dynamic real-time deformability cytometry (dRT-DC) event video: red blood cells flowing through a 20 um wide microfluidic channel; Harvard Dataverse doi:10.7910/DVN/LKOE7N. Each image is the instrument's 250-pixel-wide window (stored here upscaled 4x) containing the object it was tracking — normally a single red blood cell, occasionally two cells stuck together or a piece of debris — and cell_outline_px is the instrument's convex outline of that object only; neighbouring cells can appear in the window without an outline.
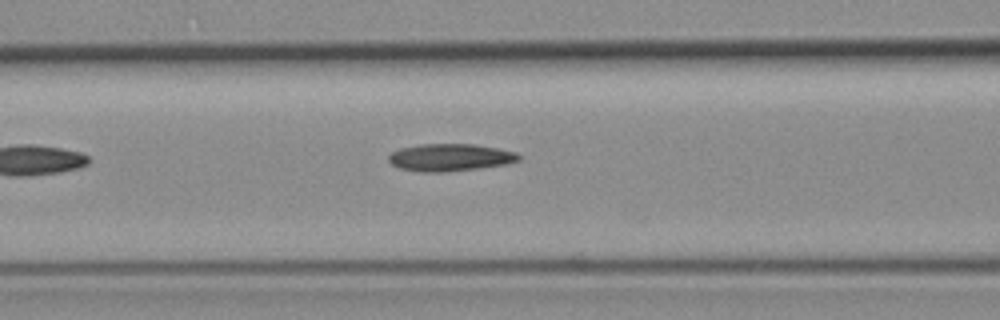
{"species": "common noctule bat (a hibernating species)", "species_latin": "Nyctalus noctula", "temperature_condition": "room temperature", "stored_images_in_passage": 4, "camera_frame_rate_fps": 3000, "um_per_image_px": 0.085, "animal": {"sex": "female", "body_mass_g": 19.3, "forearm_length_mm": 54.1}, "frame": {"image": 1, "passage_image": 4, "time_ms": 3.667, "image_size_px": [1000, 320], "cell_outline_px": [[520, 160], [504, 164], [480, 168], [444, 172], [420, 172], [400, 168], [392, 164], [388, 160], [388, 156], [392, 152], [400, 148], [420, 144], [476, 144], [516, 152], [520, 156]], "centroid_in_image_um": [38.24, 13.38], "position_along_channel_um": 128.4, "area_um2": 20.69}}